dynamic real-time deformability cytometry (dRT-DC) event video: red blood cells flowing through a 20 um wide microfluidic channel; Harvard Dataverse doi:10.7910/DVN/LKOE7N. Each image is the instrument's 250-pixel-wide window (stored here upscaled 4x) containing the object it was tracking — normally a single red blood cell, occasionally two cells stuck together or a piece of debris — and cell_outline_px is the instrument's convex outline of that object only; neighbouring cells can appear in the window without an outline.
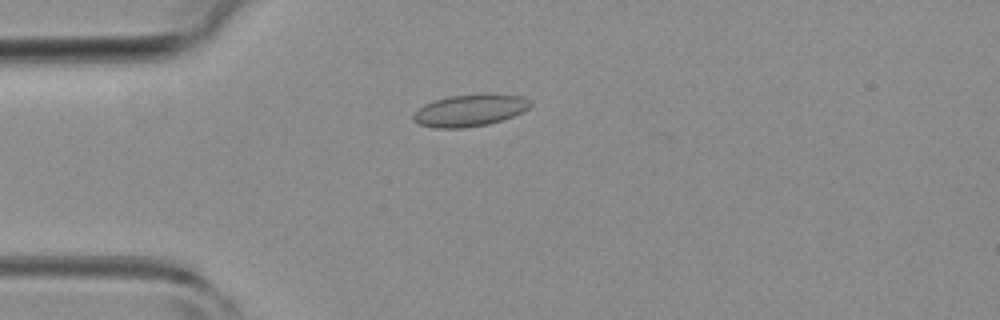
{"species": "common noctule bat (a hibernating species)", "species_latin": "Nyctalus noctula", "temperature_condition": "room temperature", "stored_images_in_passage": 43, "camera_frame_rate_fps": 3000, "um_per_image_px": 0.085, "animal": {"sex": "female", "body_mass_g": 19.3, "forearm_length_mm": 54.1}, "frame": {"image": 1, "passage_image": 7, "time_ms": 2.0, "image_size_px": [1000, 320], "cell_outline_px": [[532, 104], [524, 112], [488, 124], [464, 128], [436, 128], [420, 124], [412, 120], [412, 116], [424, 104], [448, 96], [488, 92], [520, 96], [528, 100]], "centroid_in_image_um": [39.95, 9.36], "position_along_channel_um": 45.0, "area_um2": 21.91}}
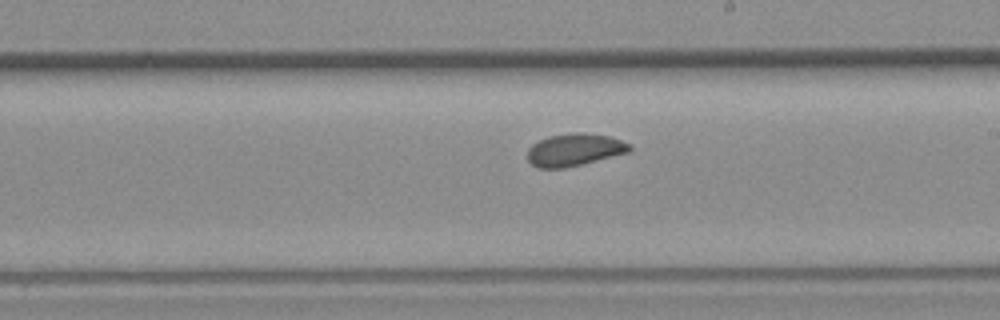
{"frame": {"image": 2, "passage_image": 22, "time_ms": 7.0, "image_size_px": [1000, 320], "cell_outline_px": [[632, 148], [628, 152], [564, 168], [540, 168], [532, 164], [528, 160], [528, 148], [532, 144], [548, 136], [572, 132], [584, 132], [608, 136], [620, 140], [628, 144]], "centroid_in_image_um": [48.79, 12.72], "position_along_channel_um": 240.2, "area_um2": 19.02}}
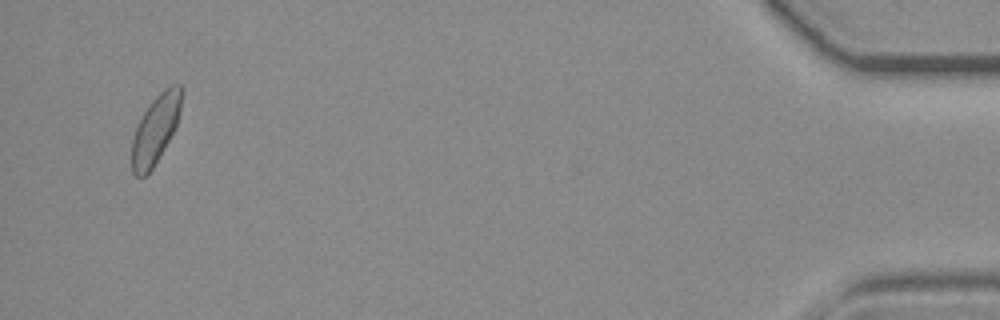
{"frame": {"image": 3, "passage_image": 41, "time_ms": 13.333, "image_size_px": [1000, 320], "cell_outline_px": [[184, 88], [180, 108], [176, 124], [164, 148], [152, 168], [144, 176], [136, 176], [132, 172], [132, 140], [136, 128], [144, 112], [152, 100], [164, 88], [172, 84], [180, 84]], "centroid_in_image_um": [13.23, 10.94], "position_along_channel_um": 422.0, "area_um2": 19.42}, "authors_computed_cell_mechanics": {"area_um2": 19.4786, "velocity_mm_per_s": 4.2565, "shape_relaxation_time_tau1_ms": 6.0188, "shape_relaxation_time_tau2_ms": 1.2465, "deformation_change_tau1": 0.0992, "deformation_change_tau2": 0.0267}}